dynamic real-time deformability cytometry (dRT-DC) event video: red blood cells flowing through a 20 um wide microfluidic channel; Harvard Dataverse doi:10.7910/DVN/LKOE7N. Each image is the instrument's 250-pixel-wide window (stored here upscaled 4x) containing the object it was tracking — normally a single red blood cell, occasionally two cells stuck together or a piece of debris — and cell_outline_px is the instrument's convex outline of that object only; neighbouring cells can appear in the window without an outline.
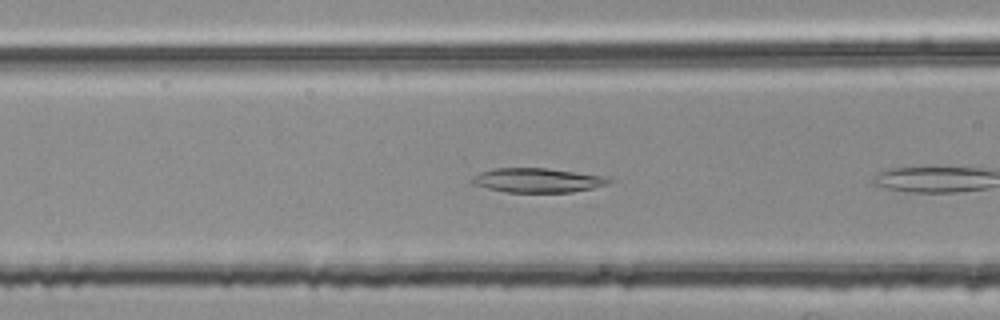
{"species": "common noctule bat (a hibernating species)", "species_latin": "Nyctalus noctula", "temperature_condition": "room temperature", "stored_images_in_passage": 6, "camera_frame_rate_fps": 3000, "um_per_image_px": 0.085, "animal": {"sex": "female", "body_mass_g": 25.1}, "frame": {"image": 1, "passage_image": 5, "time_ms": 1.333, "image_size_px": [1000, 320], "cell_outline_px": [[612, 180], [608, 184], [592, 188], [572, 192], [504, 192], [472, 184], [468, 180], [472, 176], [480, 172], [492, 168], [548, 168], [604, 176]], "centroid_in_image_um": [45.63, 15.32], "position_along_channel_um": 121.0, "area_um2": 19.48}}